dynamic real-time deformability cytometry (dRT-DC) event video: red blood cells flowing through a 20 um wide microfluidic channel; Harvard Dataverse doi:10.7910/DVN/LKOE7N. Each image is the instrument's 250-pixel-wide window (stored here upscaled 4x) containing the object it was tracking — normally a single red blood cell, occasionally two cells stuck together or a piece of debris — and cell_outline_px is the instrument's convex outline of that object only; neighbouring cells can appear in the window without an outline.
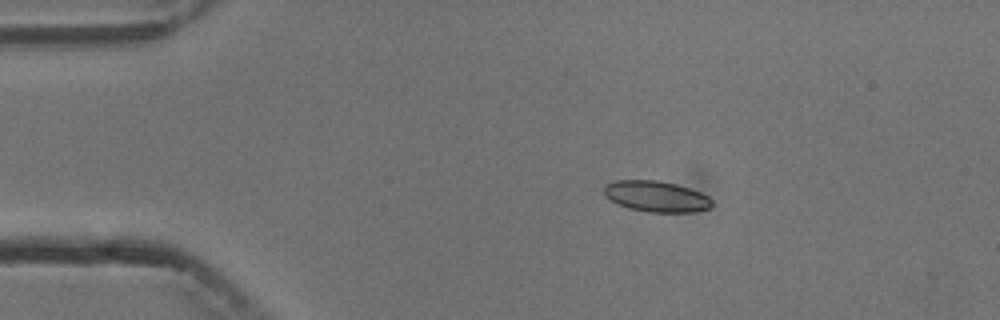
{"species": "common noctule bat (a hibernating species)", "species_latin": "Nyctalus noctula", "temperature_condition": "cold", "stored_images_in_passage": 5, "camera_frame_rate_fps": 3000, "um_per_image_px": 0.085, "animal": {"sex": "male", "body_mass_g": 13.3}, "frame": {"image": 1, "passage_image": 3, "time_ms": 2.333, "image_size_px": [1000, 320], "cell_outline_px": [[712, 204], [708, 208], [692, 212], [648, 212], [628, 208], [616, 204], [608, 200], [604, 196], [604, 184], [616, 180], [656, 180], [676, 184], [700, 192], [708, 196], [712, 200]], "centroid_in_image_um": [55.72, 16.69], "position_along_channel_um": 29.3, "area_um2": 19.59}}
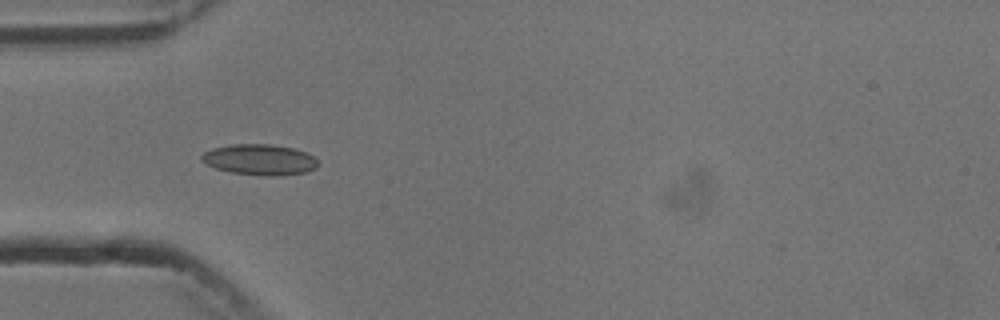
{"frame": {"image": 2, "passage_image": 5, "time_ms": 4.667, "image_size_px": [1000, 320], "cell_outline_px": [[320, 164], [316, 168], [308, 172], [276, 176], [268, 176], [232, 172], [216, 168], [200, 160], [200, 156], [204, 152], [212, 148], [232, 144], [268, 144], [292, 148], [304, 152], [312, 156]], "centroid_in_image_um": [22.07, 13.57], "position_along_channel_um": 62.9, "area_um2": 20.75}}